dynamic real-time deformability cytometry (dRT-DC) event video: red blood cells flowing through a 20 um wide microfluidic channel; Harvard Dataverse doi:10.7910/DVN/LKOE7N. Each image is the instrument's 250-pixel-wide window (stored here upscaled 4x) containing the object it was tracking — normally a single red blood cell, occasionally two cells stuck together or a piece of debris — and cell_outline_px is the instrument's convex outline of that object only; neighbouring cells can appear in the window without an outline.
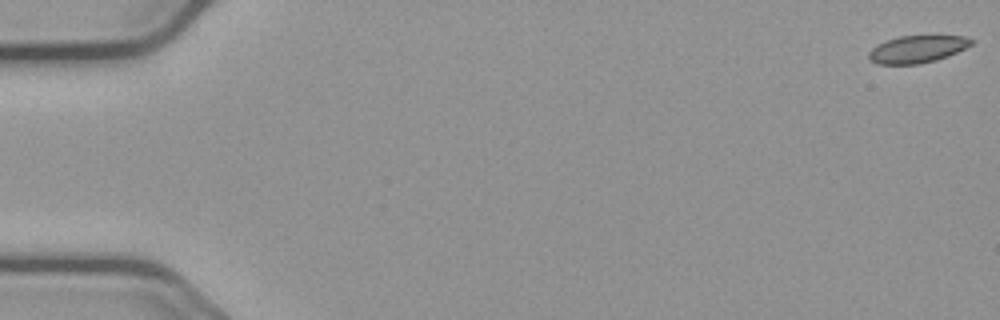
{"species": "common noctule bat (a hibernating species)", "species_latin": "Nyctalus noctula", "temperature_condition": "cold", "stored_images_in_passage": 57, "camera_frame_rate_fps": 3000, "um_per_image_px": 0.085, "animal": {"sex": "male", "body_mass_g": 23.1, "forearm_length_mm": 52.7}, "frame": {"image": 1, "passage_image": 1, "time_ms": 0.0, "image_size_px": [1000, 320], "cell_outline_px": [[972, 44], [948, 56], [936, 60], [920, 64], [876, 64], [868, 60], [868, 52], [876, 44], [884, 40], [900, 36], [968, 36], [972, 40]], "centroid_in_image_um": [77.9, 4.18], "position_along_channel_um": 7.1, "area_um2": 16.42}}
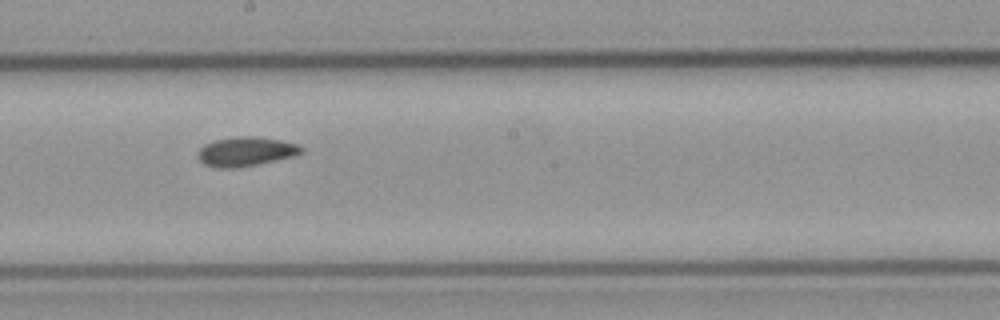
{"frame": {"image": 2, "passage_image": 32, "time_ms": 10.333, "image_size_px": [1000, 320], "cell_outline_px": [[304, 152], [296, 156], [240, 168], [216, 168], [204, 164], [200, 160], [200, 148], [204, 144], [216, 140], [236, 136], [256, 136], [280, 140], [296, 144], [304, 148]], "centroid_in_image_um": [20.94, 12.89], "position_along_channel_um": 227.3, "area_um2": 17.74}}
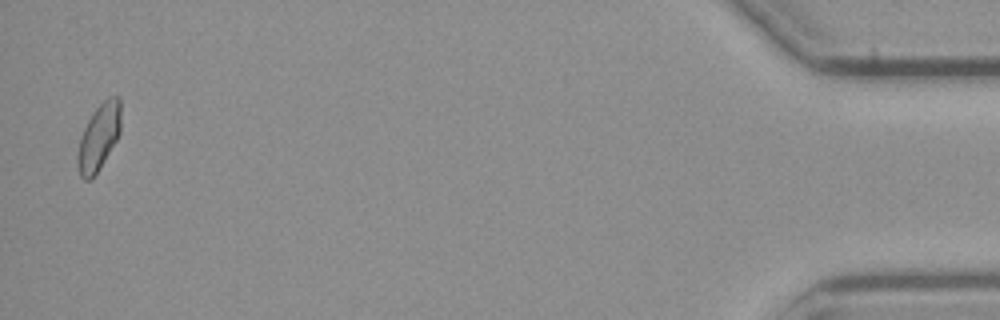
{"frame": {"image": 3, "passage_image": 56, "time_ms": 18.333, "image_size_px": [1000, 320], "cell_outline_px": [[120, 132], [116, 140], [104, 160], [96, 172], [88, 180], [84, 180], [80, 176], [76, 160], [76, 156], [80, 136], [92, 112], [108, 96], [120, 96]], "centroid_in_image_um": [8.38, 11.62], "position_along_channel_um": 426.8, "area_um2": 16.59}, "authors_computed_cell_mechanics": {"area_um2": 16.9354, "velocity_mm_per_s": 3.6588, "shape_relaxation_time_tau1_ms": null, "shape_relaxation_time_tau2_ms": 6.0834, "deformation_change_tau1": null, "deformation_change_tau2": 0.0853}}